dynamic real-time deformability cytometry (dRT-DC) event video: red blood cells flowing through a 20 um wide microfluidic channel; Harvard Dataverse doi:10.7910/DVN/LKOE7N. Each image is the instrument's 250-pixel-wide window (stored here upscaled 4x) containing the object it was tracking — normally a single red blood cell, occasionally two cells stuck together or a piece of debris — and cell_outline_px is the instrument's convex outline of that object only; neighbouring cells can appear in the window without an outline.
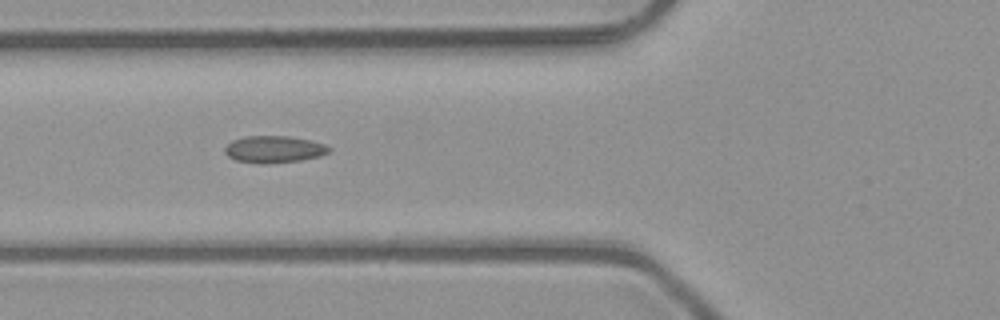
{"species": "common noctule bat (a hibernating species)", "species_latin": "Nyctalus noctula", "temperature_condition": "room temperature", "stored_images_in_passage": 8, "camera_frame_rate_fps": 3000, "um_per_image_px": 0.085, "animal": {"sex": "male", "body_mass_g": 23.1, "forearm_length_mm": 52.7}, "frame": {"image": 1, "passage_image": 6, "time_ms": 1.667, "image_size_px": [1000, 320], "cell_outline_px": [[332, 148], [328, 152], [320, 156], [300, 160], [264, 164], [260, 164], [236, 160], [228, 156], [224, 152], [224, 148], [232, 140], [244, 136], [288, 136], [312, 140], [324, 144]], "centroid_in_image_um": [23.28, 12.68], "position_along_channel_um": 102.5, "area_um2": 16.42}}
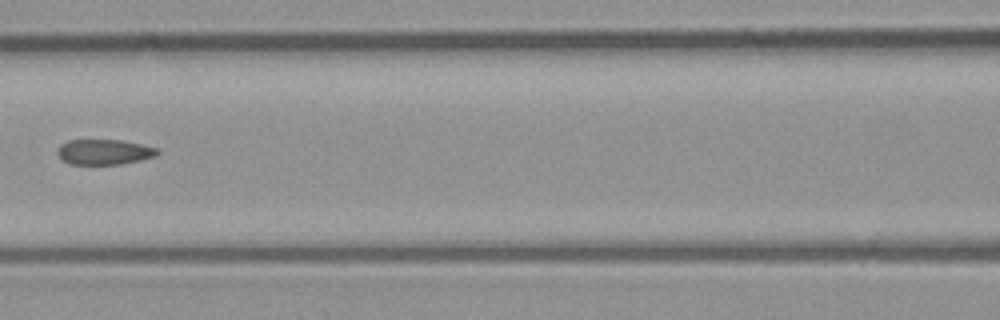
{"frame": {"image": 2, "passage_image": 7, "time_ms": 2.0, "image_size_px": [1000, 320], "cell_outline_px": [[160, 152], [156, 156], [140, 160], [120, 164], [68, 164], [60, 160], [56, 152], [56, 148], [60, 144], [68, 140], [120, 140], [144, 144], [156, 148]], "centroid_in_image_um": [8.81, 12.91], "position_along_channel_um": 157.8, "area_um2": 14.97}}
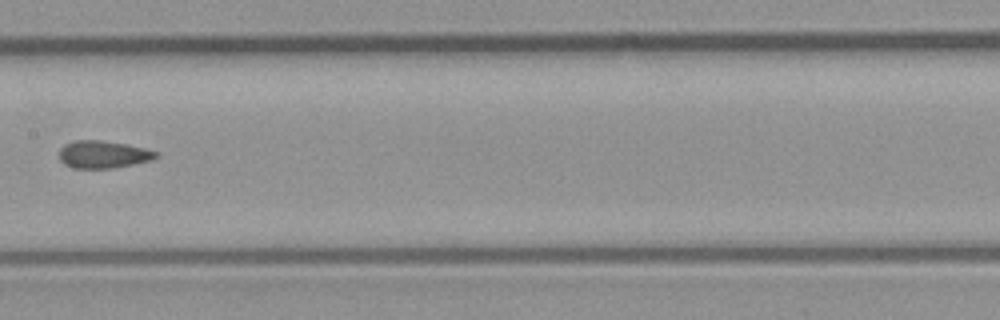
{"frame": {"image": 3, "passage_image": 8, "time_ms": 2.333, "image_size_px": [1000, 320], "cell_outline_px": [[160, 156], [152, 160], [112, 168], [76, 168], [64, 164], [60, 160], [60, 148], [64, 144], [76, 140], [100, 140], [124, 144], [144, 148], [160, 152]], "centroid_in_image_um": [8.79, 13.12], "position_along_channel_um": 198.6, "area_um2": 15.43}}